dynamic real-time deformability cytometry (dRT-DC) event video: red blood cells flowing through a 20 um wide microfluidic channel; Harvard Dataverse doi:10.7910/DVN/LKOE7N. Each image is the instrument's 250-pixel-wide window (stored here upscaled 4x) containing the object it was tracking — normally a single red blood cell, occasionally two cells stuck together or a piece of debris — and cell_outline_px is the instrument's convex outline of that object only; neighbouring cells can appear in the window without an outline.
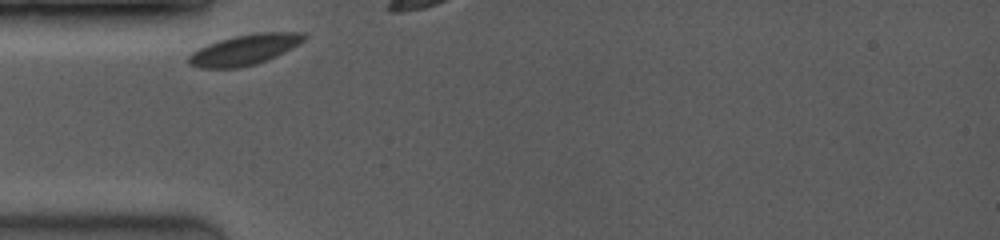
{"species": "common noctule bat (a hibernating species)", "species_latin": "Nyctalus noctula", "temperature_condition": "room temperature", "stored_images_in_passage": 7, "camera_frame_rate_fps": 3500, "um_per_image_px": 0.085, "animal": {"sex": "female", "body_mass_g": 19.0, "forearm_length_mm": 53.3}, "frame": {"image": 1, "passage_image": 1, "time_ms": 0.0, "image_size_px": [1000, 240], "cell_outline_px": [[308, 36], [304, 40], [284, 52], [268, 60], [256, 64], [240, 68], [196, 68], [188, 64], [188, 56], [192, 52], [208, 44], [232, 36], [252, 32], [304, 32]], "centroid_in_image_um": [20.78, 4.22], "position_along_channel_um": 64.2, "area_um2": 20.69}}